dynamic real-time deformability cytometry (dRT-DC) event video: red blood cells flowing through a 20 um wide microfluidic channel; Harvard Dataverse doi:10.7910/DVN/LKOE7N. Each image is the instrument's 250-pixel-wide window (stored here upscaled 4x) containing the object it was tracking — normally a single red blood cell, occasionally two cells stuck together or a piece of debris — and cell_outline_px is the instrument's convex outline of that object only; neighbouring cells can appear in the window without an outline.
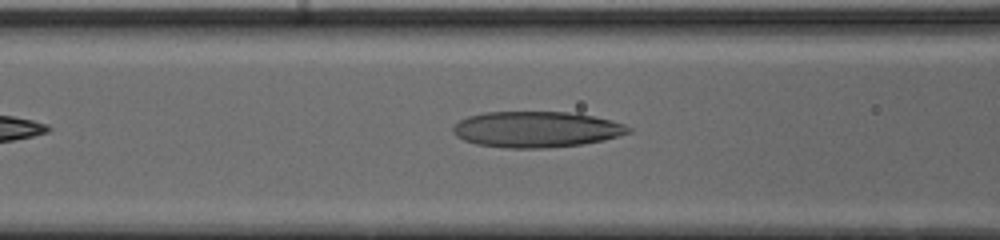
{"species": "human", "species_latin": "Homo sapiens", "temperature_condition": "cold", "stored_images_in_passage": 25, "camera_frame_rate_fps": 3000, "um_per_image_px": 0.085, "donor": {"sex": "male"}, "frame": {"image": 1, "passage_image": 5, "time_ms": 1.333, "image_size_px": [1000, 240], "cell_outline_px": [[632, 132], [604, 140], [580, 144], [544, 148], [504, 148], [476, 144], [464, 140], [456, 136], [452, 132], [452, 128], [460, 120], [468, 116], [484, 112], [576, 112], [612, 120], [624, 124], [632, 128]], "centroid_in_image_um": [45.6, 10.99], "position_along_channel_um": 121.0, "area_um2": 36.93}}
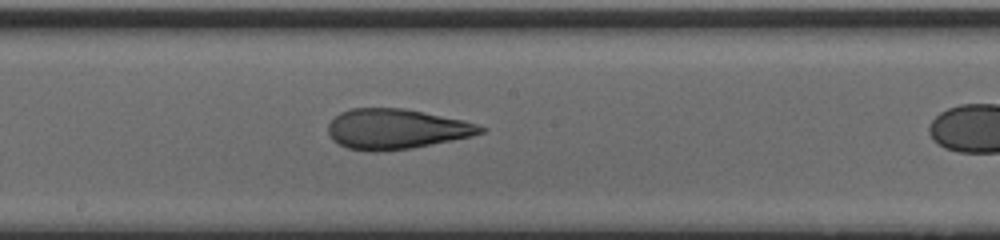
{"frame": {"image": 2, "passage_image": 12, "time_ms": 3.667, "image_size_px": [1000, 240], "cell_outline_px": [[488, 128], [484, 132], [472, 136], [412, 148], [376, 152], [368, 152], [348, 148], [332, 140], [328, 132], [328, 124], [340, 112], [352, 108], [404, 108], [464, 120], [480, 124]], "centroid_in_image_um": [33.7, 10.97], "position_along_channel_um": 214.5, "area_um2": 35.84}}
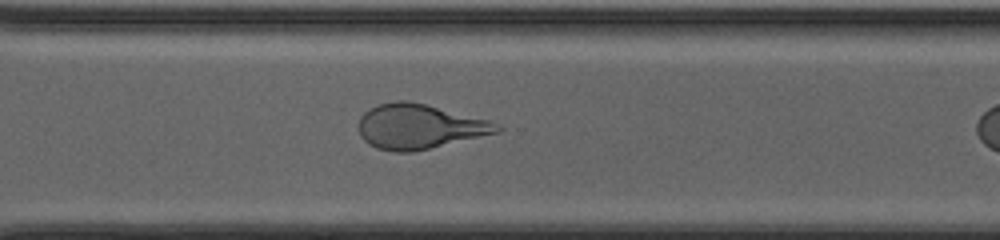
{"frame": {"image": 3, "passage_image": 21, "time_ms": 6.667, "image_size_px": [1000, 240], "cell_outline_px": [[504, 128], [500, 132], [412, 152], [392, 152], [376, 148], [368, 144], [360, 136], [360, 116], [368, 108], [376, 104], [396, 100], [408, 100], [488, 120]], "centroid_in_image_um": [35.59, 10.76], "position_along_channel_um": 335.0, "area_um2": 35.95}}